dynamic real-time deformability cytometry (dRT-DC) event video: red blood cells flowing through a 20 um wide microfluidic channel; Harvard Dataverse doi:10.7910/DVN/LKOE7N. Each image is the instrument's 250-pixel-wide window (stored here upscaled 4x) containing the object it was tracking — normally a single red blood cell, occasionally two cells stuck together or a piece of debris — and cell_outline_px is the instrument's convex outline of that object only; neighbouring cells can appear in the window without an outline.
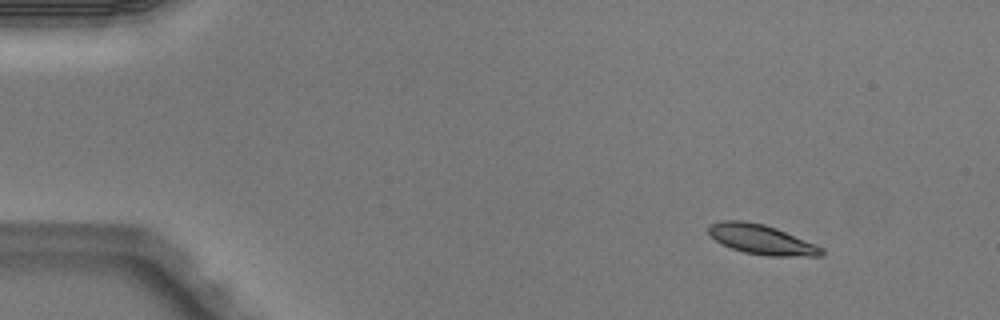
{"species": "Egyptian fruit bat (a non-hibernating species)", "species_latin": "Rousettus aegyptiacus", "temperature_condition": "warm", "stored_images_in_passage": 3, "camera_frame_rate_fps": 3000, "um_per_image_px": 0.085, "animal": {"sex": "male"}, "frame": {"image": 1, "passage_image": 1, "time_ms": 0.0, "image_size_px": [1000, 320], "cell_outline_px": [[824, 256], [768, 256], [744, 252], [732, 248], [716, 240], [708, 232], [708, 224], [724, 220], [744, 220], [764, 224], [776, 228], [816, 244], [824, 248]], "centroid_in_image_um": [64.76, 20.35], "position_along_channel_um": 20.2, "area_um2": 19.59}}
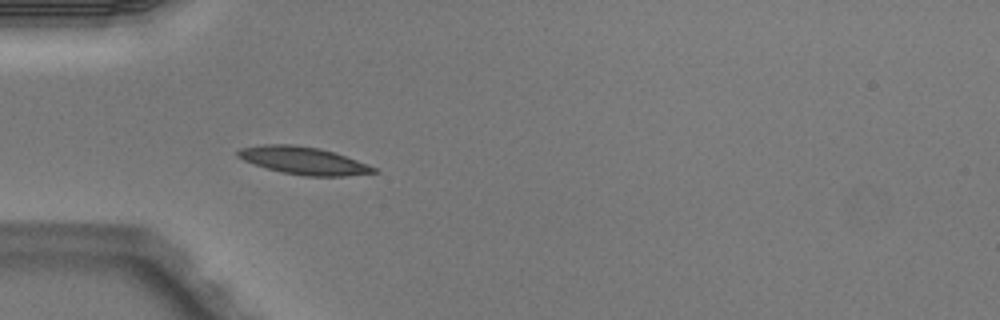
{"frame": {"image": 2, "passage_image": 3, "time_ms": 0.667, "image_size_px": [1000, 320], "cell_outline_px": [[380, 172], [344, 176], [304, 176], [280, 172], [244, 160], [236, 156], [236, 152], [240, 148], [264, 144], [292, 144], [320, 148], [368, 164], [376, 168]], "centroid_in_image_um": [25.79, 13.65], "position_along_channel_um": 59.2, "area_um2": 21.68}}